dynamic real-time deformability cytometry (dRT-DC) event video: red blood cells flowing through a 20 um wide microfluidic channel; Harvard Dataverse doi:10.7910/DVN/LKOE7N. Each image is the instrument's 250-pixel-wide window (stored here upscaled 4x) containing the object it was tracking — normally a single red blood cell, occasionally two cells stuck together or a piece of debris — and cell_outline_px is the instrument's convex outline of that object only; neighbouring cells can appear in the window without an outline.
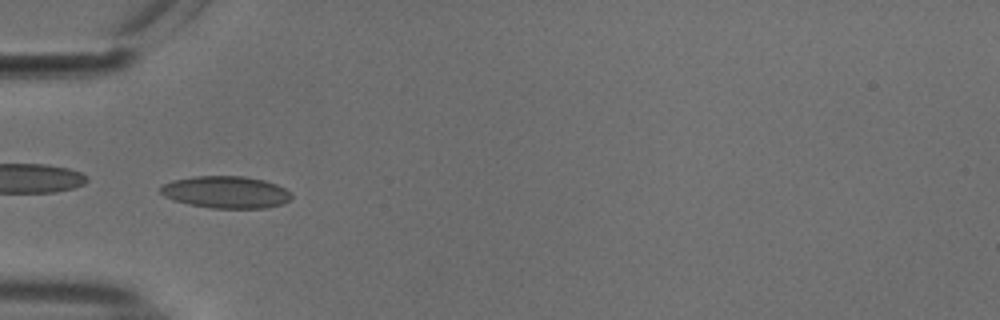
{"species": "common noctule bat (a hibernating species)", "species_latin": "Nyctalus noctula", "temperature_condition": "cold", "stored_images_in_passage": 53, "camera_frame_rate_fps": 3000, "um_per_image_px": 0.085, "animal": {"sex": "male", "body_mass_g": 18.8}, "frame": {"image": 1, "passage_image": 17, "time_ms": 5.333, "image_size_px": [1000, 320], "cell_outline_px": [[292, 196], [288, 200], [280, 204], [268, 208], [212, 208], [188, 204], [164, 196], [160, 192], [160, 188], [164, 184], [172, 180], [192, 176], [244, 176], [264, 180], [276, 184], [292, 192]], "centroid_in_image_um": [19.21, 16.32], "position_along_channel_um": 65.8, "area_um2": 24.45}}
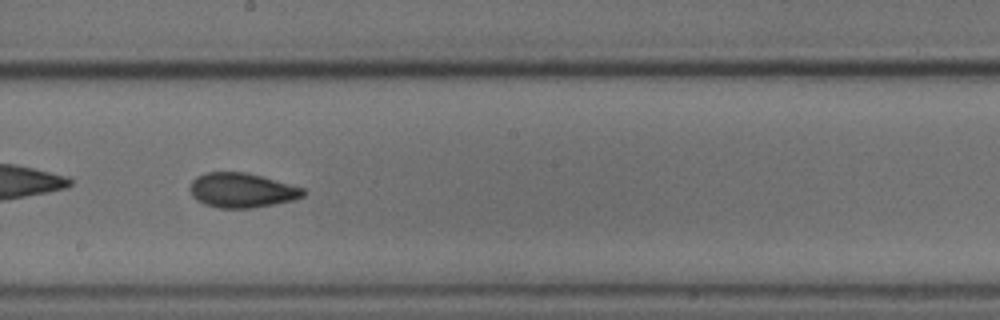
{"frame": {"image": 2, "passage_image": 30, "time_ms": 9.667, "image_size_px": [1000, 320], "cell_outline_px": [[304, 196], [292, 200], [256, 208], [216, 208], [204, 204], [196, 200], [192, 196], [188, 188], [192, 180], [196, 176], [204, 172], [244, 172], [260, 176], [304, 188]], "centroid_in_image_um": [20.49, 16.18], "position_along_channel_um": 227.7, "area_um2": 22.95}}
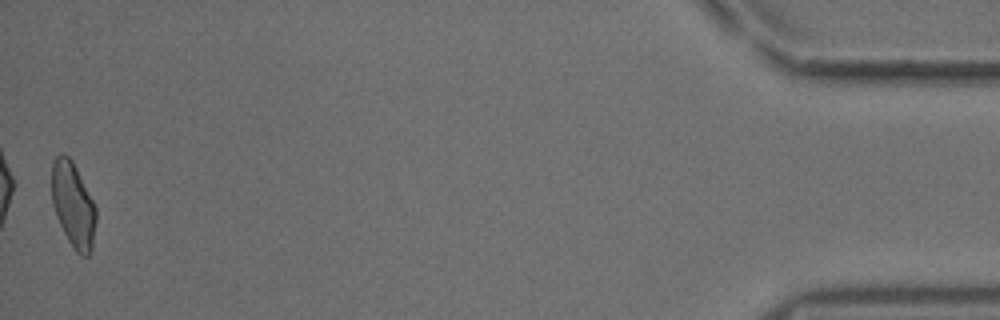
{"frame": {"image": 3, "passage_image": 53, "time_ms": 17.333, "image_size_px": [1000, 320], "cell_outline_px": [[96, 220], [92, 252], [88, 256], [80, 256], [72, 248], [56, 216], [52, 204], [52, 164], [56, 156], [60, 152], [64, 152], [72, 160], [96, 208]], "centroid_in_image_um": [6.22, 17.44], "position_along_channel_um": 429.0, "area_um2": 22.02}, "authors_computed_cell_mechanics": {"area_um2": 22.4842, "velocity_mm_per_s": 3.7551, "shape_relaxation_time_tau1_ms": null, "shape_relaxation_time_tau2_ms": 1.8318, "deformation_change_tau1": null, "deformation_change_tau2": 0.0577}}